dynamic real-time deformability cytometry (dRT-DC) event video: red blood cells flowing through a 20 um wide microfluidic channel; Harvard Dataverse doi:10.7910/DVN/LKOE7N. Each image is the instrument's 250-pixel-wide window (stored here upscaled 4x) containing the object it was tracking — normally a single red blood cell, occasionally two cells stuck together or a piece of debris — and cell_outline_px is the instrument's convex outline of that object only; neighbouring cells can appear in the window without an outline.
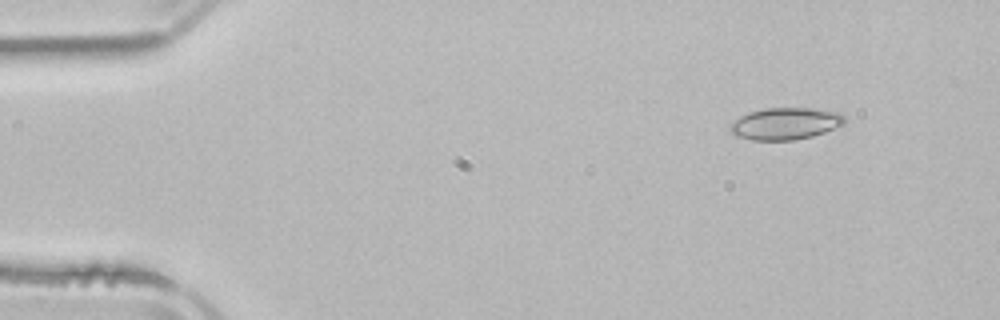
{"species": "common noctule bat (a hibernating species)", "species_latin": "Nyctalus noctula", "temperature_condition": "room temperature", "stored_images_in_passage": 4, "camera_frame_rate_fps": 3000, "um_per_image_px": 0.085, "animal": {"sex": "male", "body_mass_g": 21.5, "forearm_length_mm": 52.0}, "frame": {"image": 1, "passage_image": 1, "time_ms": 0.0, "image_size_px": [1000, 320], "cell_outline_px": [[844, 124], [824, 132], [812, 136], [792, 140], [752, 140], [736, 136], [728, 132], [728, 124], [740, 116], [748, 112], [764, 108], [816, 108], [840, 112], [844, 116]], "centroid_in_image_um": [66.7, 10.5], "position_along_channel_um": 18.3, "area_um2": 21.56}}